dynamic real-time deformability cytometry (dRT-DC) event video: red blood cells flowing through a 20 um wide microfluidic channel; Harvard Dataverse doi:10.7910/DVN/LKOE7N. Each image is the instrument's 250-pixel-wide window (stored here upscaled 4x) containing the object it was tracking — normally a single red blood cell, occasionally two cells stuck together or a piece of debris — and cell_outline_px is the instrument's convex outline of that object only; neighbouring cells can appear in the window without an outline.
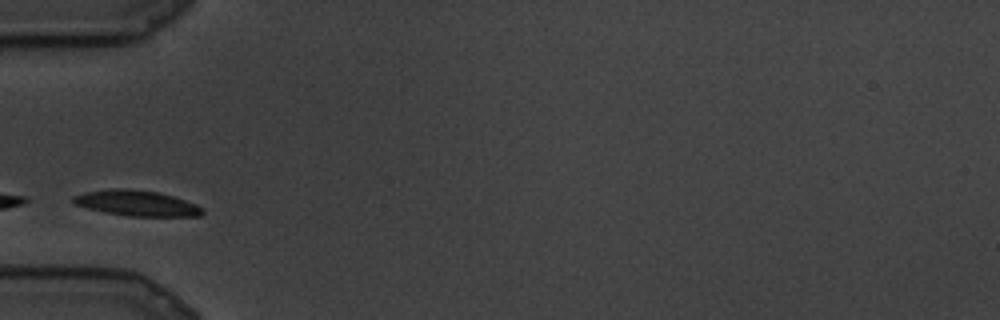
{"species": "common noctule bat (a hibernating species)", "species_latin": "Nyctalus noctula", "temperature_condition": "cold", "stored_images_in_passage": 14, "camera_frame_rate_fps": 3000, "um_per_image_px": 0.085, "animal": {"sex": "male", "body_mass_g": 19.5, "forearm_length_mm": 54.6}, "frame": {"image": 1, "passage_image": 1, "time_ms": 0.0, "image_size_px": [1000, 320], "cell_outline_px": [[204, 212], [200, 216], [128, 216], [104, 212], [72, 204], [72, 196], [84, 192], [116, 188], [124, 188], [156, 192], [172, 196], [196, 204], [204, 208]], "centroid_in_image_um": [11.59, 17.27], "position_along_channel_um": 73.4, "area_um2": 19.19}}